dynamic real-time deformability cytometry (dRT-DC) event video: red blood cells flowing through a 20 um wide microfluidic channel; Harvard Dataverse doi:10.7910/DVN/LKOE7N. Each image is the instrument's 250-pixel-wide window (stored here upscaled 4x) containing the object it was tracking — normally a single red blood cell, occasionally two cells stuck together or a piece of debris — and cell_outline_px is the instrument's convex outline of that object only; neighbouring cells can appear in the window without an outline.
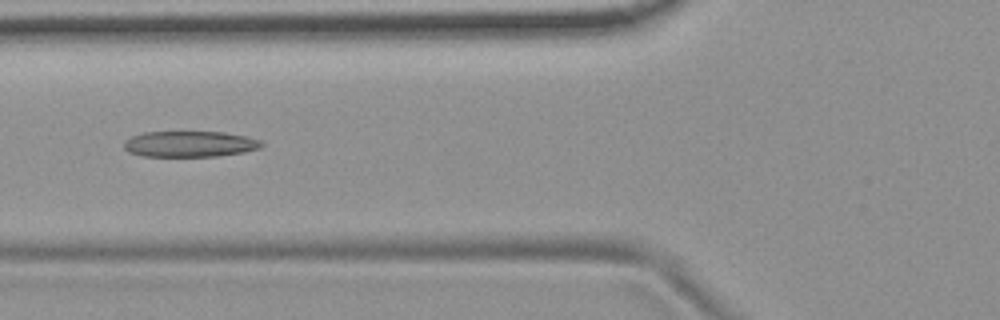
{"species": "common noctule bat (a hibernating species)", "species_latin": "Nyctalus noctula", "temperature_condition": "room temperature", "stored_images_in_passage": 17, "camera_frame_rate_fps": 3000, "um_per_image_px": 0.085, "animal": {"sex": "female", "body_mass_g": 19.9}, "frame": {"image": 1, "passage_image": 8, "time_ms": 2.333, "image_size_px": [1000, 320], "cell_outline_px": [[264, 144], [260, 148], [244, 152], [216, 156], [144, 156], [128, 152], [124, 148], [124, 140], [132, 136], [144, 132], [224, 132], [248, 136], [260, 140]], "centroid_in_image_um": [16.14, 12.23], "position_along_channel_um": 109.7, "area_um2": 20.81}}